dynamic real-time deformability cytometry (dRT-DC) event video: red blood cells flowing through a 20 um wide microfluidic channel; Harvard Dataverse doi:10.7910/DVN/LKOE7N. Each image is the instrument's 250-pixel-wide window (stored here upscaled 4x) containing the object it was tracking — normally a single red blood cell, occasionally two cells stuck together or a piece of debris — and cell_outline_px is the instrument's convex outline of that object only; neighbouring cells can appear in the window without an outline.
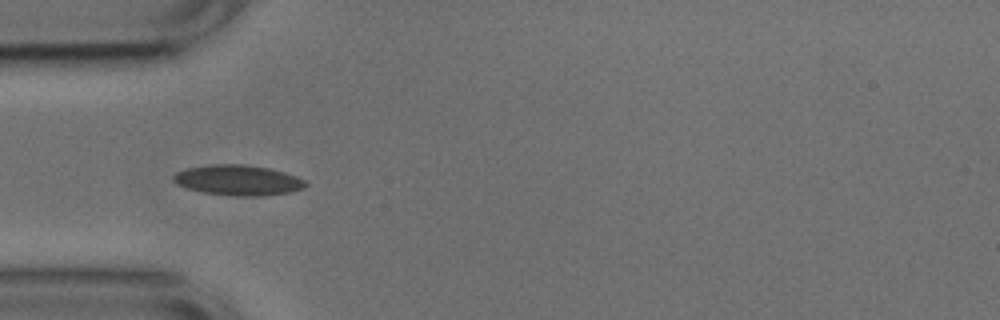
{"species": "common noctule bat (a hibernating species)", "species_latin": "Nyctalus noctula", "temperature_condition": "cold", "stored_images_in_passage": 38, "camera_frame_rate_fps": 3000, "um_per_image_px": 0.085, "animal": {"sex": "male", "body_mass_g": 17.9, "forearm_length_mm": 54.2}, "frame": {"image": 1, "passage_image": 1, "time_ms": 0.0, "image_size_px": [1000, 320], "cell_outline_px": [[308, 184], [304, 188], [292, 192], [264, 196], [236, 196], [204, 192], [188, 188], [176, 184], [172, 180], [172, 176], [176, 172], [188, 168], [212, 164], [244, 164], [268, 168], [284, 172], [296, 176], [304, 180]], "centroid_in_image_um": [20.25, 15.32], "position_along_channel_um": 64.7, "area_um2": 23.41}}
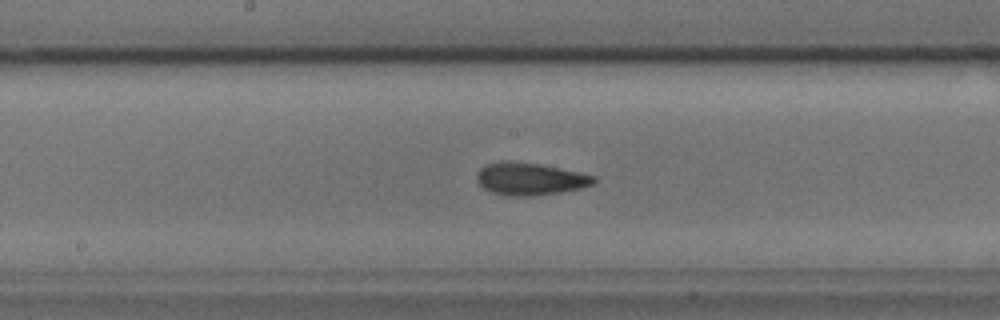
{"frame": {"image": 2, "passage_image": 12, "time_ms": 3.667, "image_size_px": [1000, 320], "cell_outline_px": [[596, 180], [592, 184], [584, 188], [560, 192], [528, 196], [512, 196], [492, 192], [484, 188], [476, 180], [476, 176], [480, 168], [484, 164], [500, 160], [512, 160], [540, 164], [580, 172], [596, 176]], "centroid_in_image_um": [45.04, 15.18], "position_along_channel_um": 203.2, "area_um2": 22.31}, "authors_computed_cell_mechanics": {"area_um2": 20.8947, "velocity_mm_per_s": 3.7747, "shape_relaxation_time_tau1_ms": null, "shape_relaxation_time_tau2_ms": 3.1033, "deformation_change_tau1": null, "deformation_change_tau2": 0.0896}}